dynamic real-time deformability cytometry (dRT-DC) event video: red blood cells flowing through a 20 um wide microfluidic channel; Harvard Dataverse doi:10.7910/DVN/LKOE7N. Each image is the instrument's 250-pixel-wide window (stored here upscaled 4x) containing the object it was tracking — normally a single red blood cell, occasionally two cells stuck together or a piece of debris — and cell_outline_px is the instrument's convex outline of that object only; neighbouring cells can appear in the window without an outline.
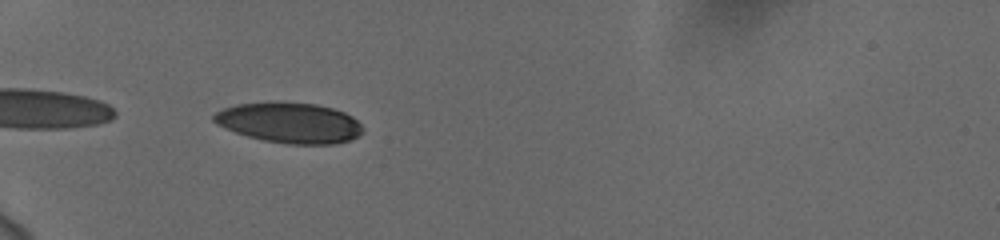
{"species": "human", "species_latin": "Homo sapiens", "temperature_condition": "cold", "stored_images_in_passage": 34, "camera_frame_rate_fps": 3000, "um_per_image_px": 0.085, "donor": {"sex": "female"}, "frame": {"image": 1, "passage_image": 1, "time_ms": 0.0, "image_size_px": [1000, 240], "cell_outline_px": [[364, 132], [348, 140], [332, 144], [288, 144], [264, 140], [248, 136], [224, 128], [216, 124], [212, 120], [212, 116], [216, 112], [224, 108], [236, 104], [316, 104], [332, 108], [344, 112], [352, 116], [364, 128]], "centroid_in_image_um": [24.62, 10.46], "position_along_channel_um": 60.4, "area_um2": 34.28}}
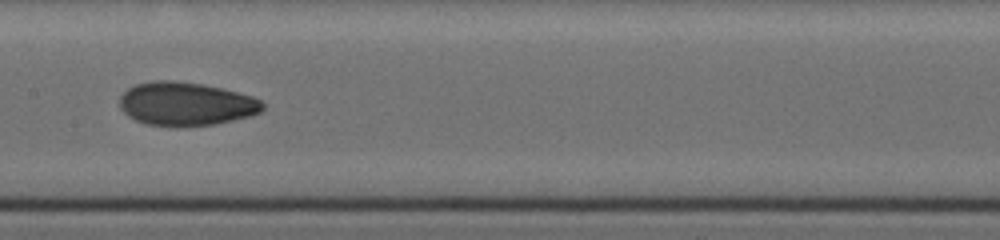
{"frame": {"image": 2, "passage_image": 13, "time_ms": 4.0, "image_size_px": [1000, 240], "cell_outline_px": [[264, 108], [260, 112], [252, 116], [216, 124], [180, 128], [172, 128], [148, 124], [136, 120], [128, 116], [120, 108], [120, 96], [128, 88], [136, 84], [152, 80], [172, 80], [204, 84], [252, 96], [260, 100], [264, 104]], "centroid_in_image_um": [15.8, 8.85], "position_along_channel_um": 191.6, "area_um2": 36.76}}
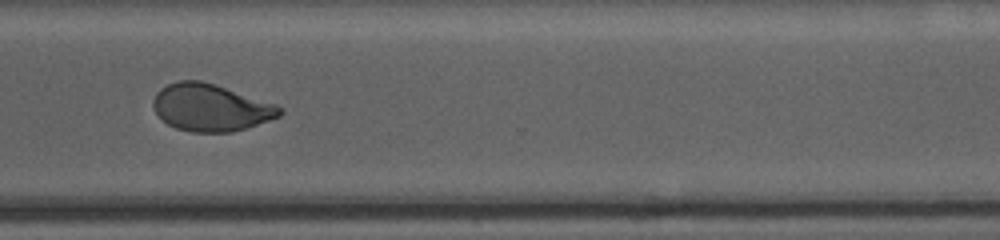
{"frame": {"image": 3, "passage_image": 26, "time_ms": 8.333, "image_size_px": [1000, 240], "cell_outline_px": [[284, 112], [280, 116], [232, 132], [192, 132], [176, 128], [168, 124], [156, 112], [152, 104], [152, 100], [156, 92], [160, 88], [168, 84], [180, 80], [200, 80], [276, 104], [284, 108]], "centroid_in_image_um": [17.89, 9.14], "position_along_channel_um": 352.7, "area_um2": 34.45}, "authors_computed_cell_mechanics": {"area_um2": 35.547, "velocity_mm_per_s": 3.7335, "shape_relaxation_time_tau1_ms": 7.8024, "shape_relaxation_time_tau2_ms": 1.8504, "deformation_change_tau1": 0.1993, "deformation_change_tau2": 0.0643}}